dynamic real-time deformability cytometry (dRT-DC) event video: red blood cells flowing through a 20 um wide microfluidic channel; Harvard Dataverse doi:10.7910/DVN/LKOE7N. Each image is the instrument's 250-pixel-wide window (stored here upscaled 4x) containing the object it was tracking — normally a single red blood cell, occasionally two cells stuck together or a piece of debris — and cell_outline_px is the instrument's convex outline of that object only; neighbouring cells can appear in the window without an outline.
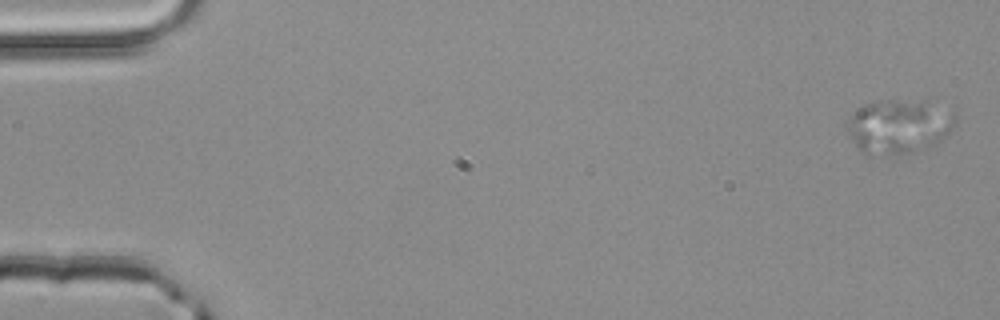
{"species": "common noctule bat (a hibernating species)", "species_latin": "Nyctalus noctula", "temperature_condition": "room temperature", "stored_images_in_passage": 51, "segment_of_instrument_passage": [1, 2], "camera_frame_rate_fps": 3000, "um_per_image_px": 0.085, "animal": {"sex": "male", "body_mass_g": 20.4}, "frame": {"image": 1, "passage_image": 1, "time_ms": 0.0, "image_size_px": [1000, 320], "cell_outline_px": [[956, 124], [940, 140], [932, 144], [912, 152], [900, 156], [868, 156], [860, 152], [856, 148], [848, 132], [848, 124], [852, 116], [864, 104], [888, 100], [924, 100], [956, 108]], "centroid_in_image_um": [76.46, 10.75], "position_along_channel_um": 8.5, "area_um2": 34.85}}
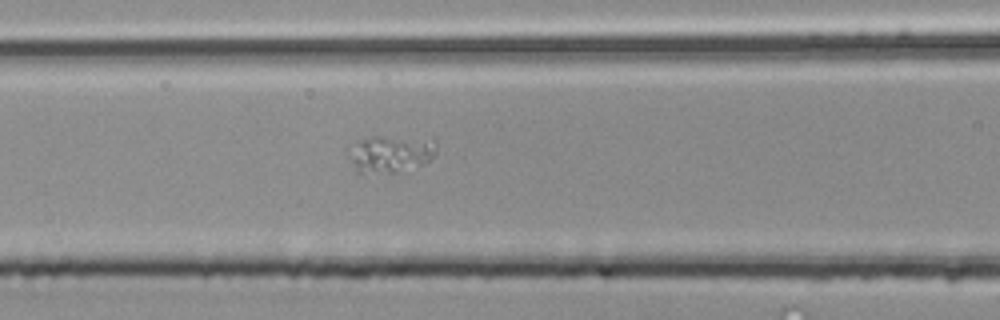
{"frame": {"image": 2, "passage_image": 22, "time_ms": 7.0, "image_size_px": [1000, 320], "cell_outline_px": [[436, 152], [428, 160], [420, 164], [396, 172], [364, 176], [356, 168], [352, 160], [360, 140], [372, 136], [380, 136], [436, 140]], "centroid_in_image_um": [33.27, 13.1], "position_along_channel_um": 133.3, "area_um2": 18.09}}
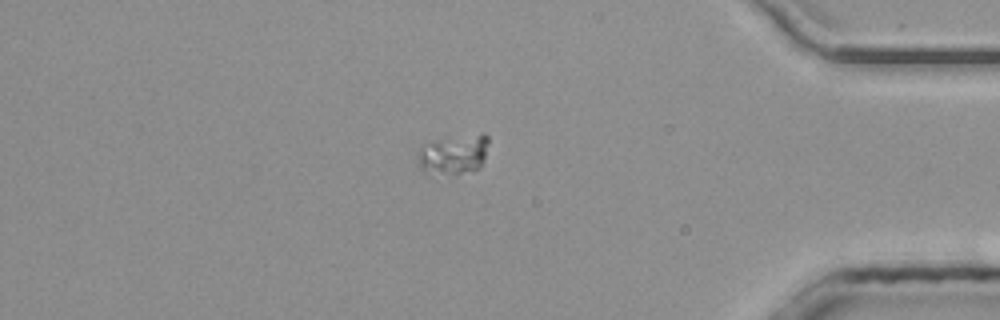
{"frame": {"image": 3, "passage_image": 44, "time_ms": 14.333, "image_size_px": [1000, 320], "cell_outline_px": [[488, 140], [484, 160], [480, 168], [472, 172], [432, 180], [416, 164], [416, 152], [420, 148], [436, 140], [484, 132], [488, 136]], "centroid_in_image_um": [38.48, 13.24], "position_along_channel_um": 396.7, "area_um2": 17.63}}